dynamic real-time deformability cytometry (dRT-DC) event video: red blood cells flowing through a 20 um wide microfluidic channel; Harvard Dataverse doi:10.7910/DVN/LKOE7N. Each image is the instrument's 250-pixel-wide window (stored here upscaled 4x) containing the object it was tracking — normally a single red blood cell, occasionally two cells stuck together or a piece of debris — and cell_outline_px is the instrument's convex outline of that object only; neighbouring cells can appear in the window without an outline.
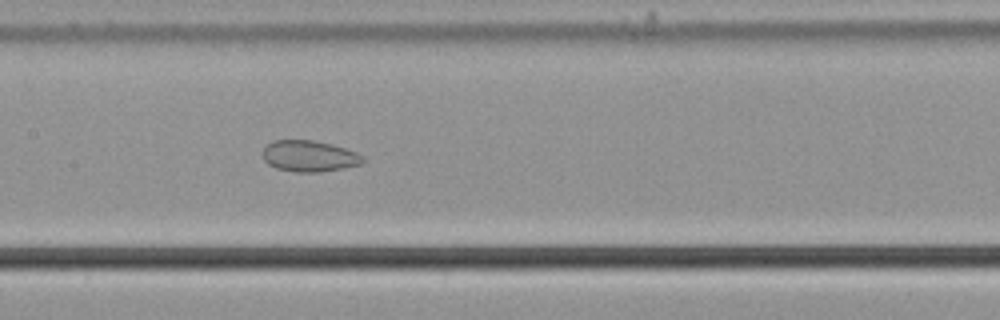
{"species": "common noctule bat (a hibernating species)", "species_latin": "Nyctalus noctula", "temperature_condition": "cold", "stored_images_in_passage": 56, "camera_frame_rate_fps": 3000, "um_per_image_px": 0.085, "animal": {"sex": "male", "body_mass_g": 21.5, "forearm_length_mm": 52.0}, "frame": {"image": 1, "passage_image": 28, "time_ms": 9.0, "image_size_px": [1000, 320], "cell_outline_px": [[364, 160], [360, 164], [344, 168], [316, 172], [296, 172], [276, 168], [268, 164], [264, 160], [264, 148], [272, 140], [312, 140], [332, 144], [356, 152], [364, 156]], "centroid_in_image_um": [26.29, 13.26], "position_along_channel_um": 181.1, "area_um2": 18.09}}
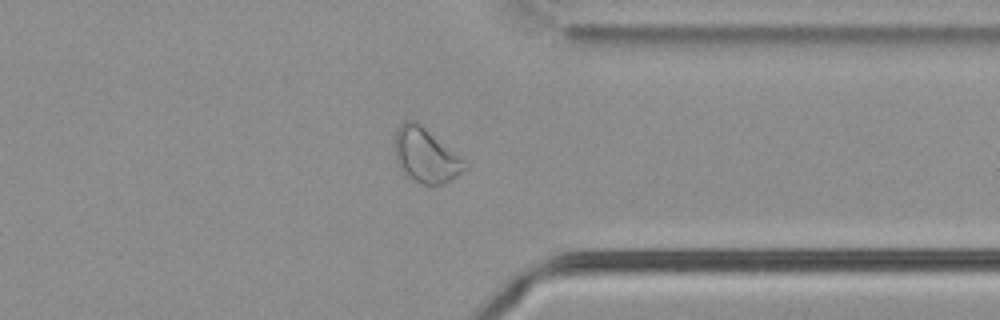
{"frame": {"image": 2, "passage_image": 44, "time_ms": 14.333, "image_size_px": [1000, 320], "cell_outline_px": [[468, 168], [452, 180], [444, 184], [420, 184], [404, 176], [400, 172], [396, 160], [396, 132], [400, 124], [404, 120], [416, 120], [468, 160]], "centroid_in_image_um": [36.24, 13.22], "position_along_channel_um": 375.2, "area_um2": 22.95}}
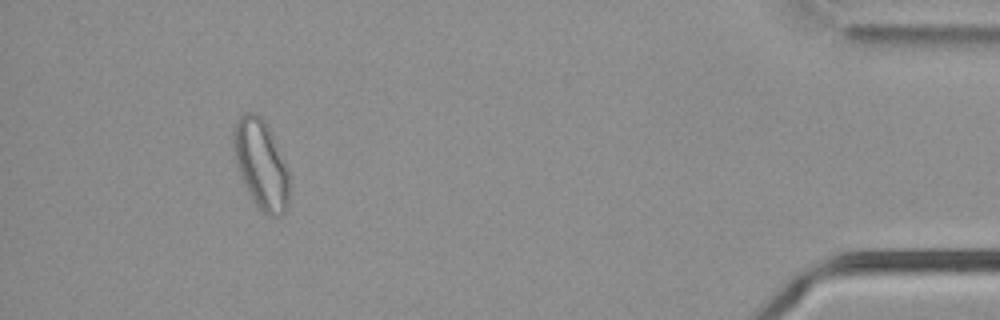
{"frame": {"image": 3, "passage_image": 52, "time_ms": 17.0, "image_size_px": [1000, 320], "cell_outline_px": [[288, 204], [284, 212], [280, 216], [268, 216], [256, 204], [240, 176], [236, 168], [232, 144], [232, 132], [236, 120], [244, 112], [252, 112], [260, 116], [264, 120], [272, 136], [288, 172]], "centroid_in_image_um": [22.13, 13.94], "position_along_channel_um": 413.1, "area_um2": 28.55}, "authors_computed_cell_mechanics": {"area_um2": 25.2297, "velocity_mm_per_s": 3.698, "shape_relaxation_time_tau1_ms": null, "shape_relaxation_time_tau2_ms": 2.3477, "deformation_change_tau1": null, "deformation_change_tau2": 0.0727}}